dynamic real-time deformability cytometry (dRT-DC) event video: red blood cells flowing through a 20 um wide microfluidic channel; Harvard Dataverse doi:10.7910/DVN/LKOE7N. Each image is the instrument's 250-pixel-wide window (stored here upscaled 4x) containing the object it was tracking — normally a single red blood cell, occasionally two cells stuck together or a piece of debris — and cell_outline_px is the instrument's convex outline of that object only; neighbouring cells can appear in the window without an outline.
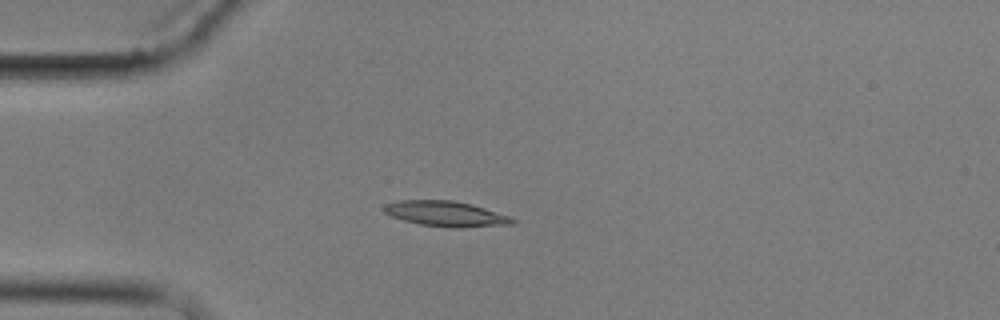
{"species": "common noctule bat (a hibernating species)", "species_latin": "Nyctalus noctula", "temperature_condition": "cold", "stored_images_in_passage": 8, "camera_frame_rate_fps": 3000, "um_per_image_px": 0.085, "animal": {"sex": "male", "body_mass_g": 17.9}, "frame": {"image": 1, "passage_image": 5, "time_ms": 4.667, "image_size_px": [1000, 320], "cell_outline_px": [[516, 224], [456, 228], [420, 224], [404, 220], [392, 216], [384, 212], [384, 204], [400, 200], [452, 200], [472, 204], [512, 216], [516, 220]], "centroid_in_image_um": [37.96, 18.17], "position_along_channel_um": 47.0, "area_um2": 19.02}}
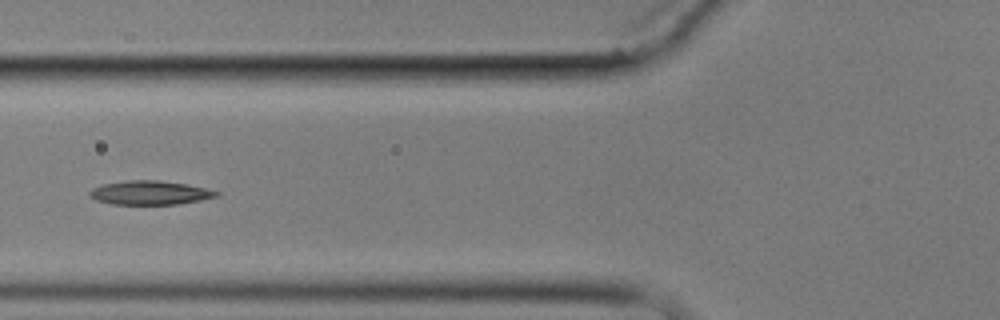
{"frame": {"image": 2, "passage_image": 7, "time_ms": 7.0, "image_size_px": [1000, 320], "cell_outline_px": [[220, 196], [200, 200], [176, 204], [112, 204], [96, 200], [88, 196], [88, 192], [92, 188], [104, 184], [128, 180], [160, 180], [188, 184], [208, 188], [220, 192]], "centroid_in_image_um": [12.77, 16.37], "position_along_channel_um": 113.0, "area_um2": 17.8}}
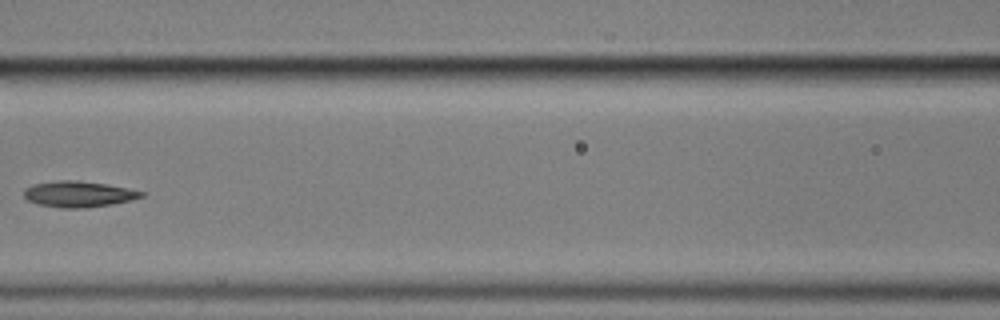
{"frame": {"image": 3, "passage_image": 8, "time_ms": 8.333, "image_size_px": [1000, 320], "cell_outline_px": [[144, 196], [132, 200], [112, 204], [84, 208], [60, 208], [40, 204], [28, 200], [24, 196], [24, 188], [32, 184], [56, 180], [76, 180], [104, 184], [128, 188], [144, 192]], "centroid_in_image_um": [6.66, 16.49], "position_along_channel_um": 159.9, "area_um2": 17.74}}